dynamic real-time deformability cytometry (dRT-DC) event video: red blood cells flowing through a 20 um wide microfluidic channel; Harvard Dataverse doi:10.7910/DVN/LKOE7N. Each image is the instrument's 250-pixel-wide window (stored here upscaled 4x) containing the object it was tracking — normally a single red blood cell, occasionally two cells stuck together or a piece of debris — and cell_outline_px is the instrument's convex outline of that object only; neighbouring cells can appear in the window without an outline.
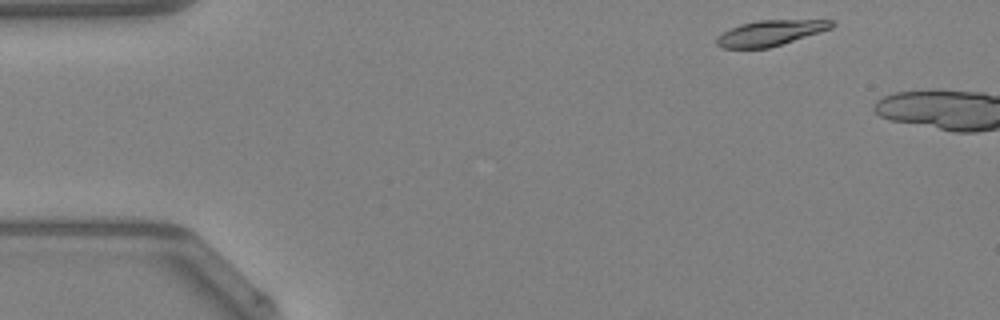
{"species": "Egyptian fruit bat (a non-hibernating species)", "species_latin": "Rousettus aegyptiacus", "temperature_condition": "warm", "stored_images_in_passage": 5, "camera_frame_rate_fps": 3000, "um_per_image_px": 0.085, "animal": {"sex": "female"}, "frame": {"image": 1, "passage_image": 2, "time_ms": 0.333, "image_size_px": [1000, 320], "cell_outline_px": [[836, 24], [832, 28], [820, 32], [768, 48], [720, 48], [716, 44], [716, 36], [740, 24], [756, 20], [832, 20]], "centroid_in_image_um": [65.46, 2.8], "position_along_channel_um": 19.5, "area_um2": 16.99}}